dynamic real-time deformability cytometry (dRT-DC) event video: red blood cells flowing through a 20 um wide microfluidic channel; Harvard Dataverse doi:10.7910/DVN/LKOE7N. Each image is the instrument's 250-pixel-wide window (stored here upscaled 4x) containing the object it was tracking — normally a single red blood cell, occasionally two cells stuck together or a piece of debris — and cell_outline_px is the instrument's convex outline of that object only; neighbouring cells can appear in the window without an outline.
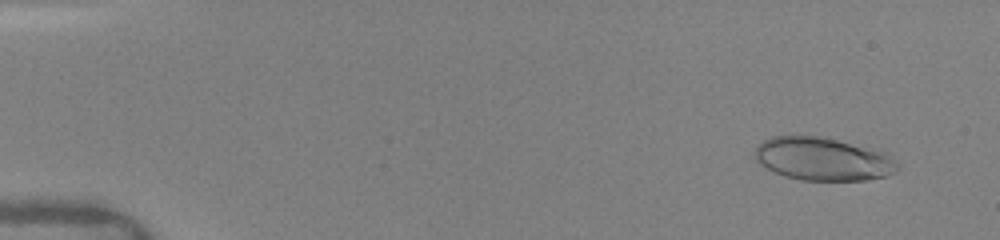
{"species": "human", "species_latin": "Homo sapiens", "temperature_condition": "warm", "stored_images_in_passage": 13, "camera_frame_rate_fps": 3000, "um_per_image_px": 0.085, "donor": {"sex": "female"}, "frame": {"image": 1, "passage_image": 3, "time_ms": 1.0, "image_size_px": [1000, 240], "cell_outline_px": [[900, 168], [896, 172], [888, 176], [864, 180], [800, 180], [784, 176], [764, 168], [756, 160], [756, 148], [764, 140], [772, 136], [816, 136], [880, 148], [888, 152], [900, 164]], "centroid_in_image_um": [70.05, 13.52], "position_along_channel_um": 15.0, "area_um2": 36.41}}
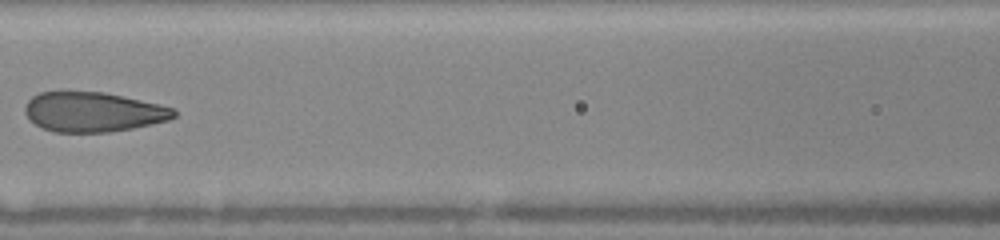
{"frame": {"image": 2, "passage_image": 11, "time_ms": 7.667, "image_size_px": [1000, 240], "cell_outline_px": [[176, 116], [168, 120], [152, 124], [132, 128], [108, 132], [52, 132], [28, 120], [24, 112], [24, 104], [32, 96], [40, 92], [104, 92], [160, 104], [176, 108]], "centroid_in_image_um": [7.9, 9.52], "position_along_channel_um": 158.7, "area_um2": 34.62}}
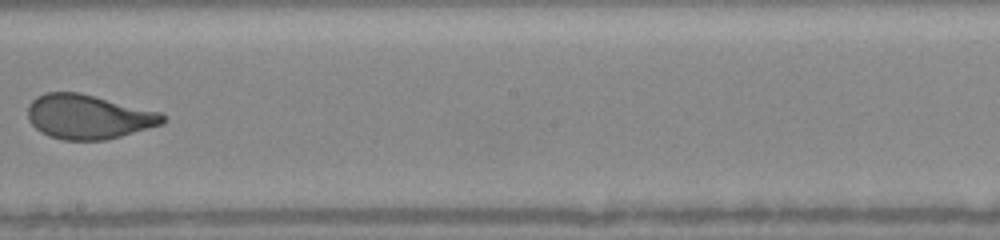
{"frame": {"image": 3, "passage_image": 13, "time_ms": 9.667, "image_size_px": [1000, 240], "cell_outline_px": [[168, 120], [164, 124], [120, 136], [104, 140], [64, 140], [48, 136], [40, 132], [28, 120], [28, 104], [36, 96], [44, 92], [80, 92], [160, 112]], "centroid_in_image_um": [7.5, 9.92], "position_along_channel_um": 240.7, "area_um2": 35.08}}